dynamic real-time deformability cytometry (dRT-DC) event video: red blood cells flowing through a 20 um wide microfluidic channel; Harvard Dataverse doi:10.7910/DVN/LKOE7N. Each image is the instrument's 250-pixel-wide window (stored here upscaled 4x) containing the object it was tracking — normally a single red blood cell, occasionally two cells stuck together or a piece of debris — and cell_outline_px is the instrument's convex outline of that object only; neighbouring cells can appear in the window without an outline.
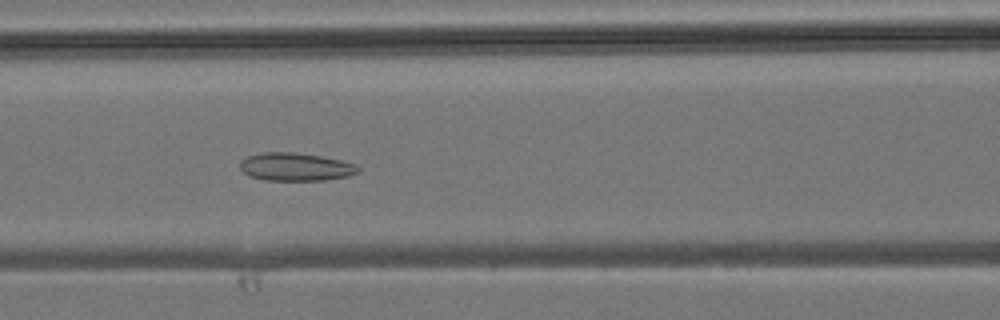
{"species": "common noctule bat (a hibernating species)", "species_latin": "Nyctalus noctula", "temperature_condition": "room temperature", "stored_images_in_passage": 33, "camera_frame_rate_fps": 3000, "um_per_image_px": 0.085, "animal": {"sex": "male", "body_mass_g": 19.2, "forearm_length_mm": 51.8}, "frame": {"image": 1, "passage_image": 8, "time_ms": 2.333, "image_size_px": [1000, 320], "cell_outline_px": [[360, 172], [348, 176], [324, 180], [264, 180], [248, 176], [240, 168], [240, 160], [248, 156], [264, 152], [296, 152], [320, 156], [340, 160], [356, 164], [360, 168]], "centroid_in_image_um": [25.12, 14.18], "position_along_channel_um": 141.5, "area_um2": 19.36}}
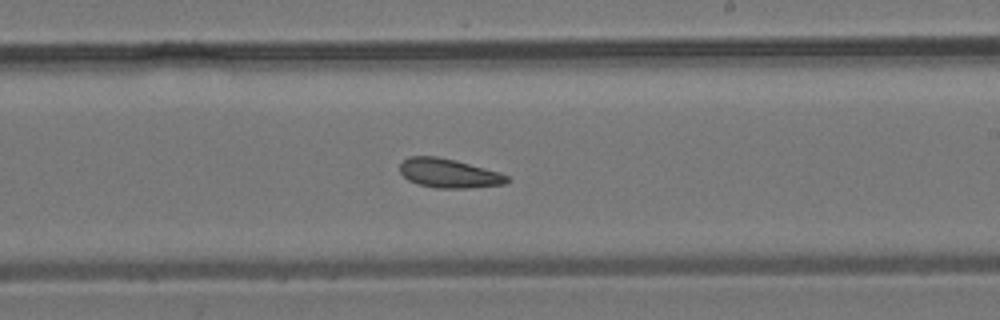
{"frame": {"image": 2, "passage_image": 15, "time_ms": 4.667, "image_size_px": [1000, 320], "cell_outline_px": [[508, 180], [504, 184], [468, 188], [436, 188], [420, 184], [408, 180], [400, 172], [400, 164], [408, 156], [436, 156], [456, 160], [500, 172], [508, 176]], "centroid_in_image_um": [38.14, 14.72], "position_along_channel_um": 250.9, "area_um2": 18.09}}
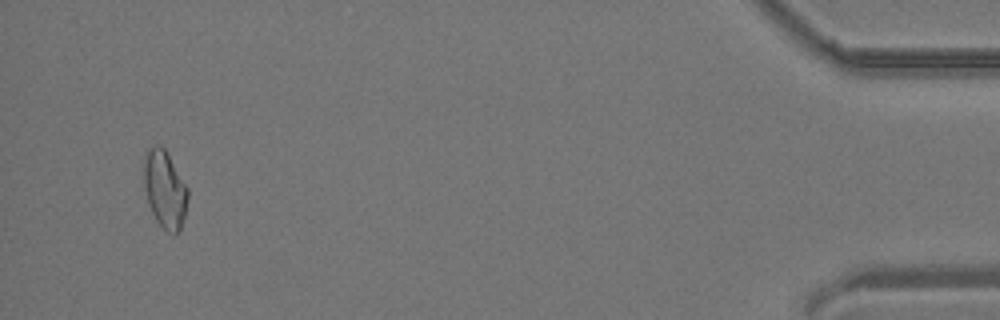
{"frame": {"image": 3, "passage_image": 31, "time_ms": 10.0, "image_size_px": [1000, 320], "cell_outline_px": [[188, 196], [184, 216], [180, 228], [176, 236], [172, 236], [156, 220], [148, 204], [144, 188], [144, 156], [148, 148], [152, 144], [160, 144], [164, 148], [188, 188]], "centroid_in_image_um": [13.99, 16.08], "position_along_channel_um": 421.2, "area_um2": 19.88}}